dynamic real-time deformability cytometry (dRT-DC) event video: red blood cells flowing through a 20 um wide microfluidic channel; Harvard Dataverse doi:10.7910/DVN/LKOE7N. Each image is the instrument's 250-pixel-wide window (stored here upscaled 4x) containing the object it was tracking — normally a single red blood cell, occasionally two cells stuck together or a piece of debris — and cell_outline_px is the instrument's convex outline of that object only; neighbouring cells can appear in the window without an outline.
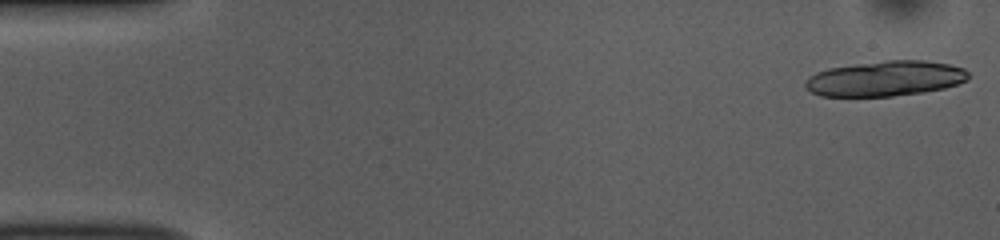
{"species": "common noctule bat (a hibernating species)", "species_latin": "Nyctalus noctula", "temperature_condition": "room temperature", "stored_images_in_passage": 17, "camera_frame_rate_fps": 3000, "um_per_image_px": 0.085, "animal": {"sex": "female", "body_mass_g": 10.0, "forearm_length_mm": 53.1}, "frame": {"image": 1, "passage_image": 1, "time_ms": 0.0, "image_size_px": [1000, 240], "cell_outline_px": [[968, 80], [944, 88], [924, 92], [892, 96], [820, 96], [804, 88], [804, 80], [808, 76], [816, 72], [828, 68], [856, 64], [888, 60], [924, 60], [948, 64], [964, 68], [968, 72]], "centroid_in_image_um": [75.22, 6.68], "position_along_channel_um": 9.8, "area_um2": 33.58}}